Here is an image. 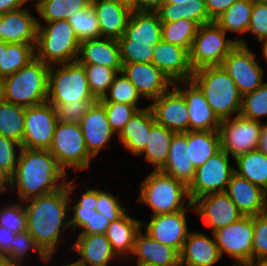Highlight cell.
Listing matches in <instances>:
<instances>
[{
	"label": "cell",
	"instance_id": "obj_1",
	"mask_svg": "<svg viewBox=\"0 0 267 266\" xmlns=\"http://www.w3.org/2000/svg\"><path fill=\"white\" fill-rule=\"evenodd\" d=\"M26 216V231L46 255H55L65 229L70 227L69 193L66 186L42 196L23 201Z\"/></svg>",
	"mask_w": 267,
	"mask_h": 266
},
{
	"label": "cell",
	"instance_id": "obj_2",
	"mask_svg": "<svg viewBox=\"0 0 267 266\" xmlns=\"http://www.w3.org/2000/svg\"><path fill=\"white\" fill-rule=\"evenodd\" d=\"M67 176L49 150L22 148L15 172L9 178V189H16L21 203L61 189Z\"/></svg>",
	"mask_w": 267,
	"mask_h": 266
},
{
	"label": "cell",
	"instance_id": "obj_3",
	"mask_svg": "<svg viewBox=\"0 0 267 266\" xmlns=\"http://www.w3.org/2000/svg\"><path fill=\"white\" fill-rule=\"evenodd\" d=\"M191 80L204 93L209 106L220 120L240 114L242 94L222 66L196 69Z\"/></svg>",
	"mask_w": 267,
	"mask_h": 266
},
{
	"label": "cell",
	"instance_id": "obj_4",
	"mask_svg": "<svg viewBox=\"0 0 267 266\" xmlns=\"http://www.w3.org/2000/svg\"><path fill=\"white\" fill-rule=\"evenodd\" d=\"M49 69V65L35 57L19 71L5 77V101L25 108L46 103Z\"/></svg>",
	"mask_w": 267,
	"mask_h": 266
},
{
	"label": "cell",
	"instance_id": "obj_5",
	"mask_svg": "<svg viewBox=\"0 0 267 266\" xmlns=\"http://www.w3.org/2000/svg\"><path fill=\"white\" fill-rule=\"evenodd\" d=\"M80 41L68 20L38 23L35 57L45 64L77 61Z\"/></svg>",
	"mask_w": 267,
	"mask_h": 266
},
{
	"label": "cell",
	"instance_id": "obj_6",
	"mask_svg": "<svg viewBox=\"0 0 267 266\" xmlns=\"http://www.w3.org/2000/svg\"><path fill=\"white\" fill-rule=\"evenodd\" d=\"M137 200L152 209L151 216L179 212L191 203L182 182L155 170L142 180Z\"/></svg>",
	"mask_w": 267,
	"mask_h": 266
},
{
	"label": "cell",
	"instance_id": "obj_7",
	"mask_svg": "<svg viewBox=\"0 0 267 266\" xmlns=\"http://www.w3.org/2000/svg\"><path fill=\"white\" fill-rule=\"evenodd\" d=\"M51 65L48 73L50 104L78 103L80 100H96L91 94L84 65L78 61ZM55 70V71H54Z\"/></svg>",
	"mask_w": 267,
	"mask_h": 266
},
{
	"label": "cell",
	"instance_id": "obj_8",
	"mask_svg": "<svg viewBox=\"0 0 267 266\" xmlns=\"http://www.w3.org/2000/svg\"><path fill=\"white\" fill-rule=\"evenodd\" d=\"M49 151L66 173L69 168L76 171L88 169L94 159L87 150L79 123L58 121Z\"/></svg>",
	"mask_w": 267,
	"mask_h": 266
},
{
	"label": "cell",
	"instance_id": "obj_9",
	"mask_svg": "<svg viewBox=\"0 0 267 266\" xmlns=\"http://www.w3.org/2000/svg\"><path fill=\"white\" fill-rule=\"evenodd\" d=\"M214 21L199 26L189 51L193 70L207 66H221L224 58L238 44Z\"/></svg>",
	"mask_w": 267,
	"mask_h": 266
},
{
	"label": "cell",
	"instance_id": "obj_10",
	"mask_svg": "<svg viewBox=\"0 0 267 266\" xmlns=\"http://www.w3.org/2000/svg\"><path fill=\"white\" fill-rule=\"evenodd\" d=\"M254 216L239 220L213 232L221 256L233 258V266H248L252 263Z\"/></svg>",
	"mask_w": 267,
	"mask_h": 266
},
{
	"label": "cell",
	"instance_id": "obj_11",
	"mask_svg": "<svg viewBox=\"0 0 267 266\" xmlns=\"http://www.w3.org/2000/svg\"><path fill=\"white\" fill-rule=\"evenodd\" d=\"M229 157L221 149L196 169L193 180L187 187L191 203L203 195L226 191L227 185L235 173Z\"/></svg>",
	"mask_w": 267,
	"mask_h": 266
},
{
	"label": "cell",
	"instance_id": "obj_12",
	"mask_svg": "<svg viewBox=\"0 0 267 266\" xmlns=\"http://www.w3.org/2000/svg\"><path fill=\"white\" fill-rule=\"evenodd\" d=\"M262 122L252 121L240 115L221 120L219 135L221 149L236 157L258 149Z\"/></svg>",
	"mask_w": 267,
	"mask_h": 266
},
{
	"label": "cell",
	"instance_id": "obj_13",
	"mask_svg": "<svg viewBox=\"0 0 267 266\" xmlns=\"http://www.w3.org/2000/svg\"><path fill=\"white\" fill-rule=\"evenodd\" d=\"M256 59V53H253L248 45L238 43L221 65L242 95L256 90L264 83V69Z\"/></svg>",
	"mask_w": 267,
	"mask_h": 266
},
{
	"label": "cell",
	"instance_id": "obj_14",
	"mask_svg": "<svg viewBox=\"0 0 267 266\" xmlns=\"http://www.w3.org/2000/svg\"><path fill=\"white\" fill-rule=\"evenodd\" d=\"M57 122L54 108L48 102L26 107L22 148L49 150Z\"/></svg>",
	"mask_w": 267,
	"mask_h": 266
},
{
	"label": "cell",
	"instance_id": "obj_15",
	"mask_svg": "<svg viewBox=\"0 0 267 266\" xmlns=\"http://www.w3.org/2000/svg\"><path fill=\"white\" fill-rule=\"evenodd\" d=\"M187 211L195 212L193 203L179 212L153 215L147 224L142 222L141 226L146 228L145 232L153 239L175 248L180 253L190 231L187 224Z\"/></svg>",
	"mask_w": 267,
	"mask_h": 266
},
{
	"label": "cell",
	"instance_id": "obj_16",
	"mask_svg": "<svg viewBox=\"0 0 267 266\" xmlns=\"http://www.w3.org/2000/svg\"><path fill=\"white\" fill-rule=\"evenodd\" d=\"M194 211L211 233L243 217L226 192L210 193L193 202Z\"/></svg>",
	"mask_w": 267,
	"mask_h": 266
},
{
	"label": "cell",
	"instance_id": "obj_17",
	"mask_svg": "<svg viewBox=\"0 0 267 266\" xmlns=\"http://www.w3.org/2000/svg\"><path fill=\"white\" fill-rule=\"evenodd\" d=\"M174 87L186 100L189 113V131L219 130L221 120L209 106L204 93L192 80L175 82Z\"/></svg>",
	"mask_w": 267,
	"mask_h": 266
},
{
	"label": "cell",
	"instance_id": "obj_18",
	"mask_svg": "<svg viewBox=\"0 0 267 266\" xmlns=\"http://www.w3.org/2000/svg\"><path fill=\"white\" fill-rule=\"evenodd\" d=\"M155 122L176 133L189 131V113L184 96L173 86L149 104Z\"/></svg>",
	"mask_w": 267,
	"mask_h": 266
},
{
	"label": "cell",
	"instance_id": "obj_19",
	"mask_svg": "<svg viewBox=\"0 0 267 266\" xmlns=\"http://www.w3.org/2000/svg\"><path fill=\"white\" fill-rule=\"evenodd\" d=\"M122 72L146 100L156 99L174 86V83L153 63H122Z\"/></svg>",
	"mask_w": 267,
	"mask_h": 266
},
{
	"label": "cell",
	"instance_id": "obj_20",
	"mask_svg": "<svg viewBox=\"0 0 267 266\" xmlns=\"http://www.w3.org/2000/svg\"><path fill=\"white\" fill-rule=\"evenodd\" d=\"M152 63L173 83L191 80L194 73L189 51L163 40L154 46Z\"/></svg>",
	"mask_w": 267,
	"mask_h": 266
},
{
	"label": "cell",
	"instance_id": "obj_21",
	"mask_svg": "<svg viewBox=\"0 0 267 266\" xmlns=\"http://www.w3.org/2000/svg\"><path fill=\"white\" fill-rule=\"evenodd\" d=\"M87 150L95 158L116 134L110 127L105 107L97 100L79 122Z\"/></svg>",
	"mask_w": 267,
	"mask_h": 266
},
{
	"label": "cell",
	"instance_id": "obj_22",
	"mask_svg": "<svg viewBox=\"0 0 267 266\" xmlns=\"http://www.w3.org/2000/svg\"><path fill=\"white\" fill-rule=\"evenodd\" d=\"M243 216H256L267 212V192L234 173L226 191Z\"/></svg>",
	"mask_w": 267,
	"mask_h": 266
},
{
	"label": "cell",
	"instance_id": "obj_23",
	"mask_svg": "<svg viewBox=\"0 0 267 266\" xmlns=\"http://www.w3.org/2000/svg\"><path fill=\"white\" fill-rule=\"evenodd\" d=\"M162 40V22L157 13L131 11L119 44L156 45Z\"/></svg>",
	"mask_w": 267,
	"mask_h": 266
},
{
	"label": "cell",
	"instance_id": "obj_24",
	"mask_svg": "<svg viewBox=\"0 0 267 266\" xmlns=\"http://www.w3.org/2000/svg\"><path fill=\"white\" fill-rule=\"evenodd\" d=\"M77 61L98 64L122 72L120 45L117 39L100 37L80 42Z\"/></svg>",
	"mask_w": 267,
	"mask_h": 266
},
{
	"label": "cell",
	"instance_id": "obj_25",
	"mask_svg": "<svg viewBox=\"0 0 267 266\" xmlns=\"http://www.w3.org/2000/svg\"><path fill=\"white\" fill-rule=\"evenodd\" d=\"M72 245V250L80 257L77 261L85 266H109L120 258L112 250L105 234L79 233Z\"/></svg>",
	"mask_w": 267,
	"mask_h": 266
},
{
	"label": "cell",
	"instance_id": "obj_26",
	"mask_svg": "<svg viewBox=\"0 0 267 266\" xmlns=\"http://www.w3.org/2000/svg\"><path fill=\"white\" fill-rule=\"evenodd\" d=\"M213 238L205 233L189 231L180 252V266H213L222 258Z\"/></svg>",
	"mask_w": 267,
	"mask_h": 266
},
{
	"label": "cell",
	"instance_id": "obj_27",
	"mask_svg": "<svg viewBox=\"0 0 267 266\" xmlns=\"http://www.w3.org/2000/svg\"><path fill=\"white\" fill-rule=\"evenodd\" d=\"M141 228L135 237L132 258L135 262L154 266H180V253L170 246L153 239Z\"/></svg>",
	"mask_w": 267,
	"mask_h": 266
},
{
	"label": "cell",
	"instance_id": "obj_28",
	"mask_svg": "<svg viewBox=\"0 0 267 266\" xmlns=\"http://www.w3.org/2000/svg\"><path fill=\"white\" fill-rule=\"evenodd\" d=\"M2 41L36 44L38 22L26 7L1 15Z\"/></svg>",
	"mask_w": 267,
	"mask_h": 266
},
{
	"label": "cell",
	"instance_id": "obj_29",
	"mask_svg": "<svg viewBox=\"0 0 267 266\" xmlns=\"http://www.w3.org/2000/svg\"><path fill=\"white\" fill-rule=\"evenodd\" d=\"M91 5L98 19L101 37L119 40L131 11L116 0H91Z\"/></svg>",
	"mask_w": 267,
	"mask_h": 266
},
{
	"label": "cell",
	"instance_id": "obj_30",
	"mask_svg": "<svg viewBox=\"0 0 267 266\" xmlns=\"http://www.w3.org/2000/svg\"><path fill=\"white\" fill-rule=\"evenodd\" d=\"M155 123L149 105L137 110L118 135L126 150L139 157L147 146L151 126Z\"/></svg>",
	"mask_w": 267,
	"mask_h": 266
},
{
	"label": "cell",
	"instance_id": "obj_31",
	"mask_svg": "<svg viewBox=\"0 0 267 266\" xmlns=\"http://www.w3.org/2000/svg\"><path fill=\"white\" fill-rule=\"evenodd\" d=\"M159 171L182 182L186 187L190 185L196 169L192 162L189 161L186 132L174 135L170 144L167 161Z\"/></svg>",
	"mask_w": 267,
	"mask_h": 266
},
{
	"label": "cell",
	"instance_id": "obj_32",
	"mask_svg": "<svg viewBox=\"0 0 267 266\" xmlns=\"http://www.w3.org/2000/svg\"><path fill=\"white\" fill-rule=\"evenodd\" d=\"M128 213L127 211L118 220L110 222L105 232L112 250L122 260L123 257L131 258L136 234L142 228V221L132 218Z\"/></svg>",
	"mask_w": 267,
	"mask_h": 266
},
{
	"label": "cell",
	"instance_id": "obj_33",
	"mask_svg": "<svg viewBox=\"0 0 267 266\" xmlns=\"http://www.w3.org/2000/svg\"><path fill=\"white\" fill-rule=\"evenodd\" d=\"M186 142L189 147V161L195 169L221 150L218 131H188Z\"/></svg>",
	"mask_w": 267,
	"mask_h": 266
},
{
	"label": "cell",
	"instance_id": "obj_34",
	"mask_svg": "<svg viewBox=\"0 0 267 266\" xmlns=\"http://www.w3.org/2000/svg\"><path fill=\"white\" fill-rule=\"evenodd\" d=\"M175 134L176 132L155 122L150 129L147 146L139 157L144 155V159L155 166L153 170L159 171L167 161L170 144Z\"/></svg>",
	"mask_w": 267,
	"mask_h": 266
},
{
	"label": "cell",
	"instance_id": "obj_35",
	"mask_svg": "<svg viewBox=\"0 0 267 266\" xmlns=\"http://www.w3.org/2000/svg\"><path fill=\"white\" fill-rule=\"evenodd\" d=\"M252 0H237L228 10L217 17L214 22L227 32H236L241 34L243 39L238 36L236 42L247 46L244 35L248 31V26L252 14Z\"/></svg>",
	"mask_w": 267,
	"mask_h": 266
},
{
	"label": "cell",
	"instance_id": "obj_36",
	"mask_svg": "<svg viewBox=\"0 0 267 266\" xmlns=\"http://www.w3.org/2000/svg\"><path fill=\"white\" fill-rule=\"evenodd\" d=\"M234 171L267 192V154L259 149L242 154L234 159Z\"/></svg>",
	"mask_w": 267,
	"mask_h": 266
},
{
	"label": "cell",
	"instance_id": "obj_37",
	"mask_svg": "<svg viewBox=\"0 0 267 266\" xmlns=\"http://www.w3.org/2000/svg\"><path fill=\"white\" fill-rule=\"evenodd\" d=\"M32 4L39 15L37 22L48 23L69 19L76 11L86 9L91 0H38Z\"/></svg>",
	"mask_w": 267,
	"mask_h": 266
},
{
	"label": "cell",
	"instance_id": "obj_38",
	"mask_svg": "<svg viewBox=\"0 0 267 266\" xmlns=\"http://www.w3.org/2000/svg\"><path fill=\"white\" fill-rule=\"evenodd\" d=\"M74 181L72 180H66L65 186L67 188V191L69 193V203H72V206L70 204L69 210H72L73 215H71L70 219V226L72 227V230H80L86 223L89 221L90 217L94 213L95 205L97 203V188L90 189L89 187H86V191L81 195L79 199H73V195H71L76 186L74 185ZM76 200V202L74 201Z\"/></svg>",
	"mask_w": 267,
	"mask_h": 266
},
{
	"label": "cell",
	"instance_id": "obj_39",
	"mask_svg": "<svg viewBox=\"0 0 267 266\" xmlns=\"http://www.w3.org/2000/svg\"><path fill=\"white\" fill-rule=\"evenodd\" d=\"M25 107L3 101L0 103V135L22 145Z\"/></svg>",
	"mask_w": 267,
	"mask_h": 266
},
{
	"label": "cell",
	"instance_id": "obj_40",
	"mask_svg": "<svg viewBox=\"0 0 267 266\" xmlns=\"http://www.w3.org/2000/svg\"><path fill=\"white\" fill-rule=\"evenodd\" d=\"M199 26L196 21L185 18L162 22V40L190 51Z\"/></svg>",
	"mask_w": 267,
	"mask_h": 266
},
{
	"label": "cell",
	"instance_id": "obj_41",
	"mask_svg": "<svg viewBox=\"0 0 267 266\" xmlns=\"http://www.w3.org/2000/svg\"><path fill=\"white\" fill-rule=\"evenodd\" d=\"M36 44L7 43L0 76L7 77L19 71L35 58Z\"/></svg>",
	"mask_w": 267,
	"mask_h": 266
},
{
	"label": "cell",
	"instance_id": "obj_42",
	"mask_svg": "<svg viewBox=\"0 0 267 266\" xmlns=\"http://www.w3.org/2000/svg\"><path fill=\"white\" fill-rule=\"evenodd\" d=\"M67 20L80 42L101 37L98 19L91 4L86 9L76 11Z\"/></svg>",
	"mask_w": 267,
	"mask_h": 266
},
{
	"label": "cell",
	"instance_id": "obj_43",
	"mask_svg": "<svg viewBox=\"0 0 267 266\" xmlns=\"http://www.w3.org/2000/svg\"><path fill=\"white\" fill-rule=\"evenodd\" d=\"M140 98L142 97L138 93L136 87L130 82L123 72H120L115 76L108 93L104 96V98L98 101L124 103L133 105L139 110L142 109L137 105Z\"/></svg>",
	"mask_w": 267,
	"mask_h": 266
},
{
	"label": "cell",
	"instance_id": "obj_44",
	"mask_svg": "<svg viewBox=\"0 0 267 266\" xmlns=\"http://www.w3.org/2000/svg\"><path fill=\"white\" fill-rule=\"evenodd\" d=\"M82 65H84L91 94L96 100L104 98L118 72L98 64Z\"/></svg>",
	"mask_w": 267,
	"mask_h": 266
},
{
	"label": "cell",
	"instance_id": "obj_45",
	"mask_svg": "<svg viewBox=\"0 0 267 266\" xmlns=\"http://www.w3.org/2000/svg\"><path fill=\"white\" fill-rule=\"evenodd\" d=\"M240 116L252 121L262 122L267 116V82L252 92L242 95Z\"/></svg>",
	"mask_w": 267,
	"mask_h": 266
},
{
	"label": "cell",
	"instance_id": "obj_46",
	"mask_svg": "<svg viewBox=\"0 0 267 266\" xmlns=\"http://www.w3.org/2000/svg\"><path fill=\"white\" fill-rule=\"evenodd\" d=\"M30 250L37 253L38 258L45 262V264L50 263L53 259V255H46L27 231L15 235L13 249L6 258L9 262L24 263L27 259L26 255H28V252L30 253Z\"/></svg>",
	"mask_w": 267,
	"mask_h": 266
},
{
	"label": "cell",
	"instance_id": "obj_47",
	"mask_svg": "<svg viewBox=\"0 0 267 266\" xmlns=\"http://www.w3.org/2000/svg\"><path fill=\"white\" fill-rule=\"evenodd\" d=\"M23 202L9 203L0 209V226L9 228L13 233H21L27 229V216Z\"/></svg>",
	"mask_w": 267,
	"mask_h": 266
},
{
	"label": "cell",
	"instance_id": "obj_48",
	"mask_svg": "<svg viewBox=\"0 0 267 266\" xmlns=\"http://www.w3.org/2000/svg\"><path fill=\"white\" fill-rule=\"evenodd\" d=\"M106 110L107 119L113 132L118 136L126 123L138 110L133 105L114 102H100Z\"/></svg>",
	"mask_w": 267,
	"mask_h": 266
},
{
	"label": "cell",
	"instance_id": "obj_49",
	"mask_svg": "<svg viewBox=\"0 0 267 266\" xmlns=\"http://www.w3.org/2000/svg\"><path fill=\"white\" fill-rule=\"evenodd\" d=\"M21 149L20 143L0 135V171L8 178L15 172Z\"/></svg>",
	"mask_w": 267,
	"mask_h": 266
},
{
	"label": "cell",
	"instance_id": "obj_50",
	"mask_svg": "<svg viewBox=\"0 0 267 266\" xmlns=\"http://www.w3.org/2000/svg\"><path fill=\"white\" fill-rule=\"evenodd\" d=\"M97 100H80L78 103L51 104L57 121L65 123H79L89 108Z\"/></svg>",
	"mask_w": 267,
	"mask_h": 266
},
{
	"label": "cell",
	"instance_id": "obj_51",
	"mask_svg": "<svg viewBox=\"0 0 267 266\" xmlns=\"http://www.w3.org/2000/svg\"><path fill=\"white\" fill-rule=\"evenodd\" d=\"M114 194L106 190L97 189V203L95 209L103 214L110 222L122 217L127 209Z\"/></svg>",
	"mask_w": 267,
	"mask_h": 266
},
{
	"label": "cell",
	"instance_id": "obj_52",
	"mask_svg": "<svg viewBox=\"0 0 267 266\" xmlns=\"http://www.w3.org/2000/svg\"><path fill=\"white\" fill-rule=\"evenodd\" d=\"M267 260V212L254 216L252 263Z\"/></svg>",
	"mask_w": 267,
	"mask_h": 266
},
{
	"label": "cell",
	"instance_id": "obj_53",
	"mask_svg": "<svg viewBox=\"0 0 267 266\" xmlns=\"http://www.w3.org/2000/svg\"><path fill=\"white\" fill-rule=\"evenodd\" d=\"M122 63H152L155 45L119 44Z\"/></svg>",
	"mask_w": 267,
	"mask_h": 266
},
{
	"label": "cell",
	"instance_id": "obj_54",
	"mask_svg": "<svg viewBox=\"0 0 267 266\" xmlns=\"http://www.w3.org/2000/svg\"><path fill=\"white\" fill-rule=\"evenodd\" d=\"M258 41L267 38V2H253L248 31Z\"/></svg>",
	"mask_w": 267,
	"mask_h": 266
},
{
	"label": "cell",
	"instance_id": "obj_55",
	"mask_svg": "<svg viewBox=\"0 0 267 266\" xmlns=\"http://www.w3.org/2000/svg\"><path fill=\"white\" fill-rule=\"evenodd\" d=\"M185 3V19L194 20L199 25H203L213 21L209 17L205 0H188Z\"/></svg>",
	"mask_w": 267,
	"mask_h": 266
},
{
	"label": "cell",
	"instance_id": "obj_56",
	"mask_svg": "<svg viewBox=\"0 0 267 266\" xmlns=\"http://www.w3.org/2000/svg\"><path fill=\"white\" fill-rule=\"evenodd\" d=\"M110 221L96 209L90 217L89 221L80 229V233L86 234H105Z\"/></svg>",
	"mask_w": 267,
	"mask_h": 266
},
{
	"label": "cell",
	"instance_id": "obj_57",
	"mask_svg": "<svg viewBox=\"0 0 267 266\" xmlns=\"http://www.w3.org/2000/svg\"><path fill=\"white\" fill-rule=\"evenodd\" d=\"M156 13L161 22H175L185 18L184 7L181 4L164 3Z\"/></svg>",
	"mask_w": 267,
	"mask_h": 266
},
{
	"label": "cell",
	"instance_id": "obj_58",
	"mask_svg": "<svg viewBox=\"0 0 267 266\" xmlns=\"http://www.w3.org/2000/svg\"><path fill=\"white\" fill-rule=\"evenodd\" d=\"M209 17L214 21L228 10L237 0H205Z\"/></svg>",
	"mask_w": 267,
	"mask_h": 266
},
{
	"label": "cell",
	"instance_id": "obj_59",
	"mask_svg": "<svg viewBox=\"0 0 267 266\" xmlns=\"http://www.w3.org/2000/svg\"><path fill=\"white\" fill-rule=\"evenodd\" d=\"M15 235L9 228L0 226V256L7 257L10 254Z\"/></svg>",
	"mask_w": 267,
	"mask_h": 266
},
{
	"label": "cell",
	"instance_id": "obj_60",
	"mask_svg": "<svg viewBox=\"0 0 267 266\" xmlns=\"http://www.w3.org/2000/svg\"><path fill=\"white\" fill-rule=\"evenodd\" d=\"M29 0H0V15L23 8Z\"/></svg>",
	"mask_w": 267,
	"mask_h": 266
},
{
	"label": "cell",
	"instance_id": "obj_61",
	"mask_svg": "<svg viewBox=\"0 0 267 266\" xmlns=\"http://www.w3.org/2000/svg\"><path fill=\"white\" fill-rule=\"evenodd\" d=\"M164 4V0H139L138 12L156 13Z\"/></svg>",
	"mask_w": 267,
	"mask_h": 266
},
{
	"label": "cell",
	"instance_id": "obj_62",
	"mask_svg": "<svg viewBox=\"0 0 267 266\" xmlns=\"http://www.w3.org/2000/svg\"><path fill=\"white\" fill-rule=\"evenodd\" d=\"M258 149L267 154V123L262 122L261 138Z\"/></svg>",
	"mask_w": 267,
	"mask_h": 266
},
{
	"label": "cell",
	"instance_id": "obj_63",
	"mask_svg": "<svg viewBox=\"0 0 267 266\" xmlns=\"http://www.w3.org/2000/svg\"><path fill=\"white\" fill-rule=\"evenodd\" d=\"M119 4L125 6L130 11H138L139 0H116Z\"/></svg>",
	"mask_w": 267,
	"mask_h": 266
},
{
	"label": "cell",
	"instance_id": "obj_64",
	"mask_svg": "<svg viewBox=\"0 0 267 266\" xmlns=\"http://www.w3.org/2000/svg\"><path fill=\"white\" fill-rule=\"evenodd\" d=\"M9 189V178L6 177L1 171H0V193L8 191Z\"/></svg>",
	"mask_w": 267,
	"mask_h": 266
},
{
	"label": "cell",
	"instance_id": "obj_65",
	"mask_svg": "<svg viewBox=\"0 0 267 266\" xmlns=\"http://www.w3.org/2000/svg\"><path fill=\"white\" fill-rule=\"evenodd\" d=\"M5 81L4 77L0 76V103L5 101Z\"/></svg>",
	"mask_w": 267,
	"mask_h": 266
},
{
	"label": "cell",
	"instance_id": "obj_66",
	"mask_svg": "<svg viewBox=\"0 0 267 266\" xmlns=\"http://www.w3.org/2000/svg\"><path fill=\"white\" fill-rule=\"evenodd\" d=\"M4 51H6V42H0V68H3Z\"/></svg>",
	"mask_w": 267,
	"mask_h": 266
},
{
	"label": "cell",
	"instance_id": "obj_67",
	"mask_svg": "<svg viewBox=\"0 0 267 266\" xmlns=\"http://www.w3.org/2000/svg\"><path fill=\"white\" fill-rule=\"evenodd\" d=\"M259 42L262 43V49L261 52L263 54V58L265 59V61L267 62V38L260 40Z\"/></svg>",
	"mask_w": 267,
	"mask_h": 266
},
{
	"label": "cell",
	"instance_id": "obj_68",
	"mask_svg": "<svg viewBox=\"0 0 267 266\" xmlns=\"http://www.w3.org/2000/svg\"><path fill=\"white\" fill-rule=\"evenodd\" d=\"M188 0H164V3H172V4H181L182 7H184L186 5L185 2H187Z\"/></svg>",
	"mask_w": 267,
	"mask_h": 266
},
{
	"label": "cell",
	"instance_id": "obj_69",
	"mask_svg": "<svg viewBox=\"0 0 267 266\" xmlns=\"http://www.w3.org/2000/svg\"><path fill=\"white\" fill-rule=\"evenodd\" d=\"M248 266H267V260H259V261L251 263Z\"/></svg>",
	"mask_w": 267,
	"mask_h": 266
},
{
	"label": "cell",
	"instance_id": "obj_70",
	"mask_svg": "<svg viewBox=\"0 0 267 266\" xmlns=\"http://www.w3.org/2000/svg\"><path fill=\"white\" fill-rule=\"evenodd\" d=\"M9 260L5 256H0V266H6Z\"/></svg>",
	"mask_w": 267,
	"mask_h": 266
},
{
	"label": "cell",
	"instance_id": "obj_71",
	"mask_svg": "<svg viewBox=\"0 0 267 266\" xmlns=\"http://www.w3.org/2000/svg\"><path fill=\"white\" fill-rule=\"evenodd\" d=\"M70 266H85V265L79 263L77 260H74L72 263L70 262Z\"/></svg>",
	"mask_w": 267,
	"mask_h": 266
},
{
	"label": "cell",
	"instance_id": "obj_72",
	"mask_svg": "<svg viewBox=\"0 0 267 266\" xmlns=\"http://www.w3.org/2000/svg\"><path fill=\"white\" fill-rule=\"evenodd\" d=\"M6 266H23V263L9 262Z\"/></svg>",
	"mask_w": 267,
	"mask_h": 266
},
{
	"label": "cell",
	"instance_id": "obj_73",
	"mask_svg": "<svg viewBox=\"0 0 267 266\" xmlns=\"http://www.w3.org/2000/svg\"><path fill=\"white\" fill-rule=\"evenodd\" d=\"M136 266H154V265H152V264H146V263H139V262H137V263H136Z\"/></svg>",
	"mask_w": 267,
	"mask_h": 266
},
{
	"label": "cell",
	"instance_id": "obj_74",
	"mask_svg": "<svg viewBox=\"0 0 267 266\" xmlns=\"http://www.w3.org/2000/svg\"><path fill=\"white\" fill-rule=\"evenodd\" d=\"M2 25H1V15H0V42H2Z\"/></svg>",
	"mask_w": 267,
	"mask_h": 266
},
{
	"label": "cell",
	"instance_id": "obj_75",
	"mask_svg": "<svg viewBox=\"0 0 267 266\" xmlns=\"http://www.w3.org/2000/svg\"><path fill=\"white\" fill-rule=\"evenodd\" d=\"M253 2H267V0H252Z\"/></svg>",
	"mask_w": 267,
	"mask_h": 266
}]
</instances>
